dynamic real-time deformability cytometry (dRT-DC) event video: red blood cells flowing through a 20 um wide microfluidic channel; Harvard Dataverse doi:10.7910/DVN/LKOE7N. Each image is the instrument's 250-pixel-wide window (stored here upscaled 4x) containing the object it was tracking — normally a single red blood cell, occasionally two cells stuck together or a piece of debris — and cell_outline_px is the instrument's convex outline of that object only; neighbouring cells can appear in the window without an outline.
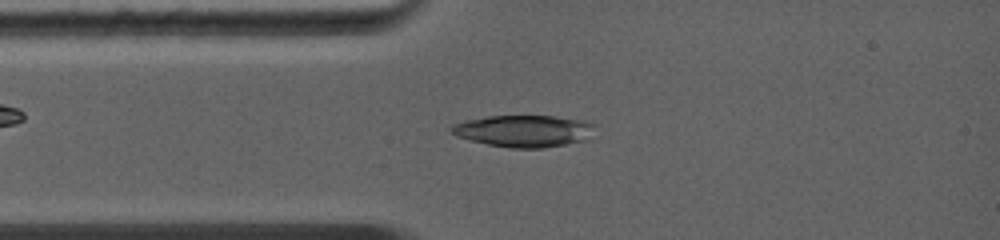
{"species": "common noctule bat (a hibernating species)", "species_latin": "Nyctalus noctula", "temperature_condition": "warm", "stored_images_in_passage": 37, "camera_frame_rate_fps": 5000, "um_per_image_px": 0.085, "animal": {"sex": "female", "body_mass_g": 19.0, "forearm_length_mm": 56.7}, "frame": {"image": 1, "passage_image": 2, "time_ms": 0.4, "image_size_px": [1000, 240], "cell_outline_px": [[596, 124], [584, 140], [544, 148], [512, 148], [488, 144], [468, 140], [456, 136], [452, 132], [452, 124], [468, 120], [488, 116], [556, 116], [584, 120]], "centroid_in_image_um": [44.51, 11.13], "position_along_channel_um": 40.5, "area_um2": 26.36}}
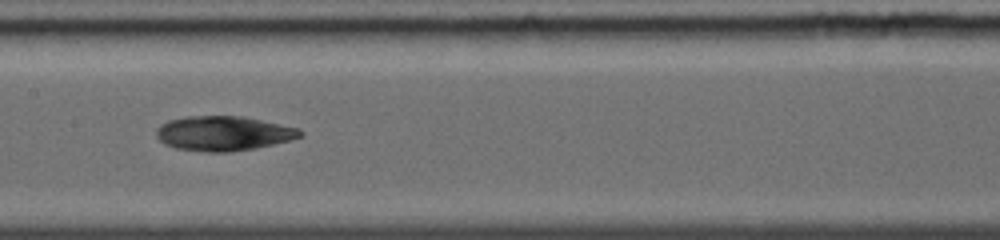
{"frame": {"image": 2, "passage_image": 11, "time_ms": 3.8, "image_size_px": [1000, 240], "cell_outline_px": [[304, 136], [256, 148], [228, 152], [204, 152], [176, 148], [164, 144], [156, 136], [156, 128], [160, 124], [168, 120], [184, 116], [240, 116], [300, 128], [304, 132]], "centroid_in_image_um": [18.96, 11.34], "position_along_channel_um": 188.4, "area_um2": 29.13}}
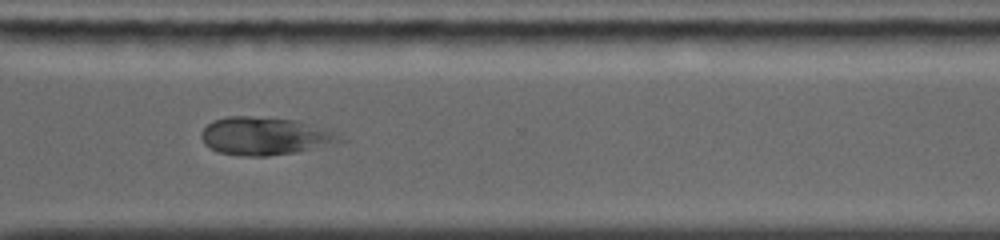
{"frame": {"image": 3, "passage_image": 22, "time_ms": 7.4, "image_size_px": [1000, 240], "cell_outline_px": [[348, 140], [296, 152], [268, 156], [240, 156], [216, 152], [208, 148], [204, 144], [200, 136], [200, 132], [212, 120], [224, 116], [248, 116], [296, 120], [308, 124]], "centroid_in_image_um": [22.37, 11.58], "position_along_channel_um": 348.2, "area_um2": 30.29}, "authors_computed_cell_mechanics": {"area_um2": 29.3624, "velocity_mm_per_s": 4.4316, "shape_relaxation_time_tau1_ms": null, "shape_relaxation_time_tau2_ms": 2.7292, "deformation_change_tau1": null, "deformation_change_tau2": 0.059}}